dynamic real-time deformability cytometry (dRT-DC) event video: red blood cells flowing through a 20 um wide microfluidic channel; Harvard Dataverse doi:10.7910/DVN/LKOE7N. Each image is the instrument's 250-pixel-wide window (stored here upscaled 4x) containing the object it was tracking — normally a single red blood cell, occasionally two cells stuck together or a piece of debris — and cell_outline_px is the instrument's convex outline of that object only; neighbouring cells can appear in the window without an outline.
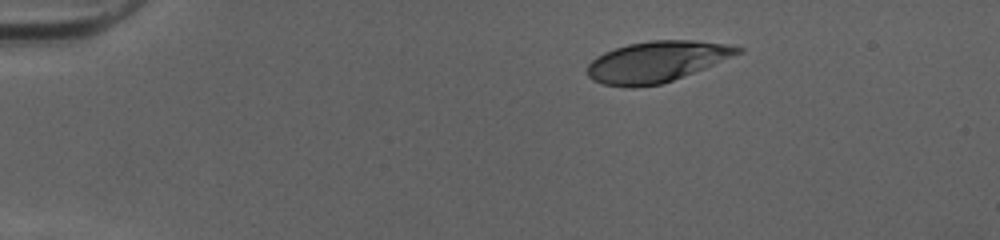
{"species": "human", "species_latin": "Homo sapiens", "temperature_condition": "cold", "stored_images_in_passage": 43, "camera_frame_rate_fps": 3000, "um_per_image_px": 0.085, "donor": {"sex": "female"}, "frame": {"image": 1, "passage_image": 1, "time_ms": 0.0, "image_size_px": [1000, 240], "cell_outline_px": [[744, 52], [704, 68], [672, 80], [660, 84], [632, 88], [628, 88], [604, 84], [592, 80], [588, 76], [588, 64], [596, 56], [604, 52], [628, 44], [652, 40], [696, 40], [728, 44], [744, 48]], "centroid_in_image_um": [55.82, 5.24], "position_along_channel_um": 29.2, "area_um2": 35.84}}
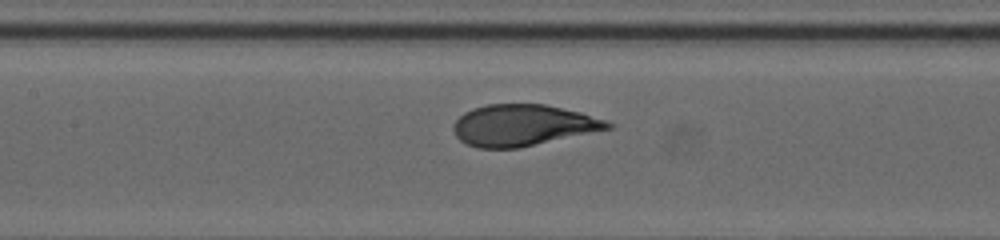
{"frame": {"image": 2, "passage_image": 17, "time_ms": 5.333, "image_size_px": [1000, 240], "cell_outline_px": [[612, 128], [516, 148], [480, 148], [468, 144], [460, 140], [456, 136], [452, 128], [456, 120], [464, 112], [472, 108], [488, 104], [544, 104], [580, 112], [604, 120], [612, 124]], "centroid_in_image_um": [44.4, 10.64], "position_along_channel_um": 163.0, "area_um2": 36.65}}
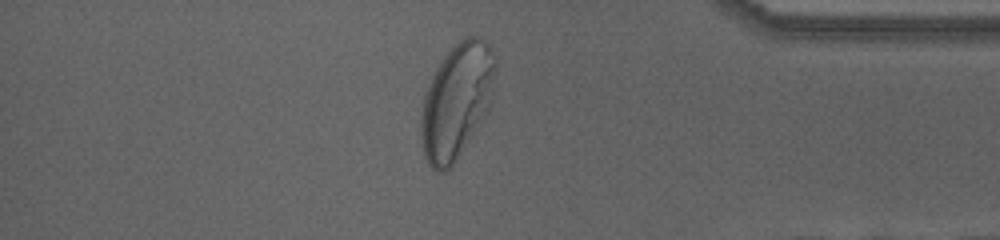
{"frame": {"image": 3, "passage_image": 36, "time_ms": 11.667, "image_size_px": [1000, 240], "cell_outline_px": [[496, 68], [492, 104], [452, 164], [444, 172], [436, 172], [428, 164], [424, 152], [420, 136], [420, 124], [424, 96], [432, 76], [436, 68], [444, 56], [460, 40], [468, 36], [476, 36], [484, 40], [488, 44], [496, 64]], "centroid_in_image_um": [38.81, 8.57], "position_along_channel_um": 396.4, "area_um2": 49.13}, "authors_computed_cell_mechanics": {"area_um2": 37.7434, "velocity_mm_per_s": 4.0213, "shape_relaxation_time_tau1_ms": 2.9569, "shape_relaxation_time_tau2_ms": null, "deformation_change_tau1": 0.1901, "deformation_change_tau2": null}}